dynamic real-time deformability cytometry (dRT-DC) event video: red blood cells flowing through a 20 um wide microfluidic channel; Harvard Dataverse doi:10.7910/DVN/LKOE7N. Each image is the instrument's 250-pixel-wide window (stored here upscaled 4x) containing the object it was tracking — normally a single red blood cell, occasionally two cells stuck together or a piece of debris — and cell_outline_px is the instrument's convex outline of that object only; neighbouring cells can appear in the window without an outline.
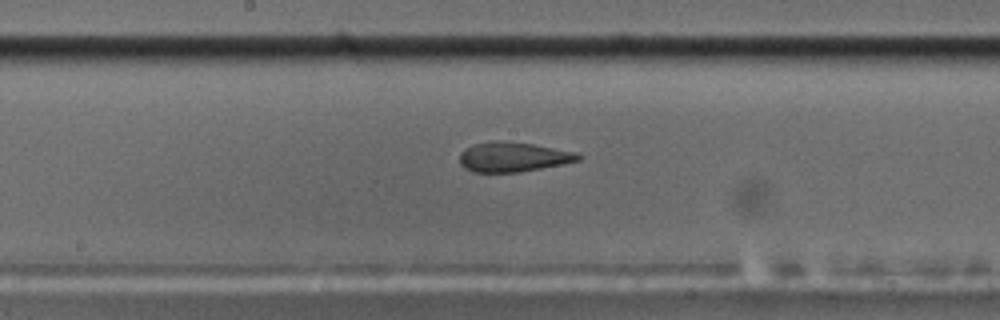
{"species": "common noctule bat (a hibernating species)", "species_latin": "Nyctalus noctula", "temperature_condition": "cold", "stored_images_in_passage": 45, "camera_frame_rate_fps": 3000, "um_per_image_px": 0.085, "animal": {"sex": "male", "body_mass_g": 17.5, "forearm_length_mm": 52.3}, "frame": {"image": 1, "passage_image": 19, "time_ms": 6.0, "image_size_px": [1000, 320], "cell_outline_px": [[584, 156], [580, 160], [520, 172], [472, 172], [464, 168], [460, 164], [460, 152], [472, 144], [488, 140], [500, 140], [532, 144], [576, 152]], "centroid_in_image_um": [43.57, 13.33], "position_along_channel_um": 204.6, "area_um2": 20.63}}
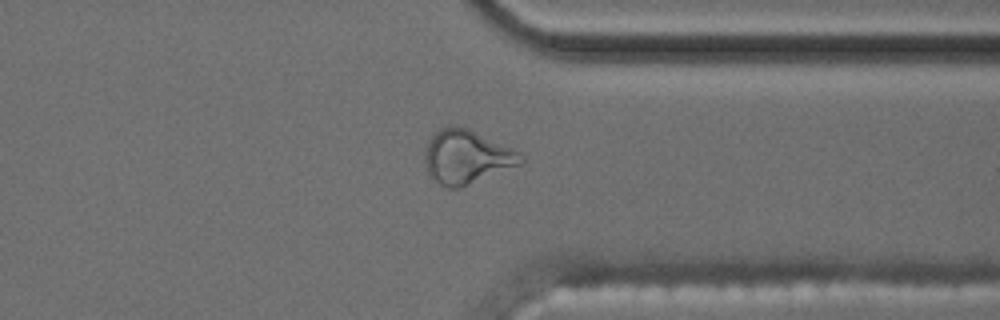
{"frame": {"image": 2, "passage_image": 33, "time_ms": 10.667, "image_size_px": [1000, 320], "cell_outline_px": [[524, 164], [460, 188], [448, 188], [432, 180], [428, 176], [424, 164], [424, 156], [428, 140], [440, 128], [448, 124], [456, 124], [468, 128], [512, 148], [520, 152], [524, 156]], "centroid_in_image_um": [39.66, 13.34], "position_along_channel_um": 371.7, "area_um2": 30.75}}
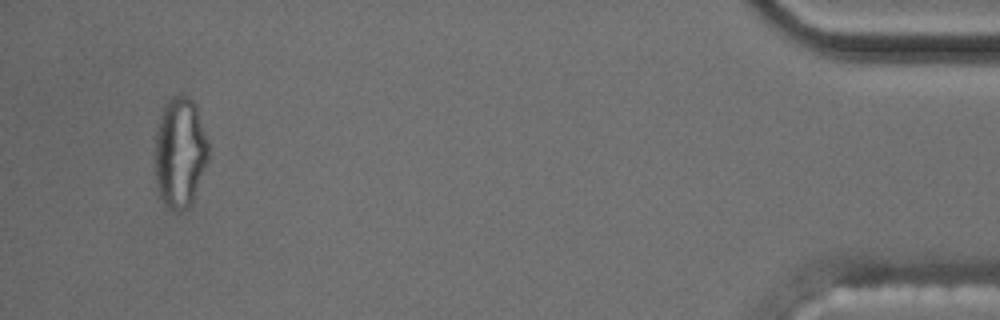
{"frame": {"image": 3, "passage_image": 43, "time_ms": 14.0, "image_size_px": [1000, 320], "cell_outline_px": [[208, 160], [192, 200], [188, 208], [180, 212], [168, 208], [164, 204], [156, 188], [156, 124], [164, 104], [172, 96], [180, 92], [188, 96], [196, 104], [208, 140]], "centroid_in_image_um": [15.29, 12.91], "position_along_channel_um": 419.9, "area_um2": 34.74}, "authors_computed_cell_mechanics": {"area_um2": 22.1952, "velocity_mm_per_s": 3.6074, "shape_relaxation_time_tau1_ms": null, "shape_relaxation_time_tau2_ms": 2.1877, "deformation_change_tau1": null, "deformation_change_tau2": 0.1046}}